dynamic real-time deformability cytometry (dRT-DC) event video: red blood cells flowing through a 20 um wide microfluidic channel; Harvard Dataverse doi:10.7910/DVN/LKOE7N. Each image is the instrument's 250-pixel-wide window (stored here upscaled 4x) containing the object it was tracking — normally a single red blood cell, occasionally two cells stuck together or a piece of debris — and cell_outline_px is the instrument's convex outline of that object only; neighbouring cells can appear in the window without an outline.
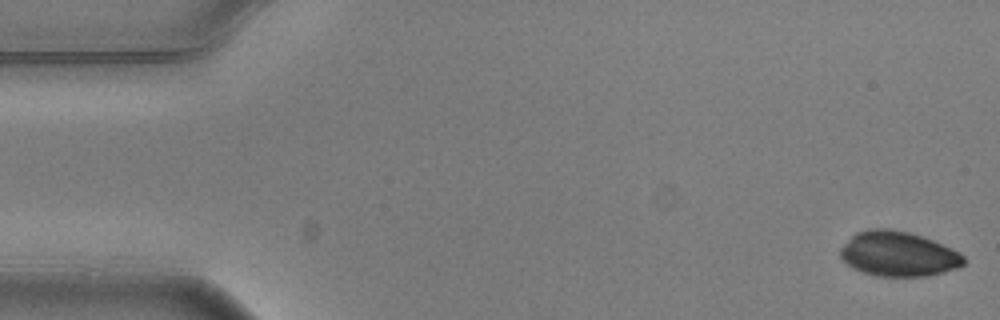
{"species": "common noctule bat (a hibernating species)", "species_latin": "Nyctalus noctula", "temperature_condition": "warm", "stored_images_in_passage": 5, "camera_frame_rate_fps": 3000, "um_per_image_px": 0.085, "animal": {"sex": "male", "body_mass_g": 20.5, "forearm_length_mm": 52.5}, "frame": {"image": 1, "passage_image": 1, "time_ms": 0.0, "image_size_px": [1000, 320], "cell_outline_px": [[964, 264], [956, 268], [944, 272], [928, 276], [876, 276], [852, 268], [840, 256], [840, 248], [856, 232], [868, 228], [888, 228], [908, 232], [932, 240], [952, 248], [960, 252], [964, 256]], "centroid_in_image_um": [76.35, 21.58], "position_along_channel_um": 8.6, "area_um2": 32.19}}